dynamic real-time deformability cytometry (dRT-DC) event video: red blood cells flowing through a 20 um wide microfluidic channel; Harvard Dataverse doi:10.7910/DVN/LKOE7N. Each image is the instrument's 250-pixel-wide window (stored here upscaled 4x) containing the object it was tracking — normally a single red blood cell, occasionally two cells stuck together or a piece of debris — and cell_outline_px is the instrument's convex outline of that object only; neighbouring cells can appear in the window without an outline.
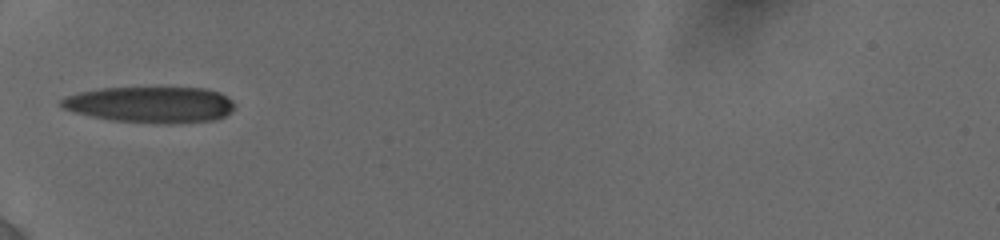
{"species": "human", "species_latin": "Homo sapiens", "temperature_condition": "cold", "stored_images_in_passage": 14, "camera_frame_rate_fps": 3000, "um_per_image_px": 0.085, "donor": {"sex": "female"}, "frame": {"image": 1, "passage_image": 1, "time_ms": 0.0, "image_size_px": [1000, 240], "cell_outline_px": [[236, 104], [232, 112], [216, 120], [172, 124], [156, 124], [112, 120], [72, 112], [60, 108], [60, 100], [64, 96], [80, 92], [100, 88], [204, 88], [220, 92], [228, 96]], "centroid_in_image_um": [12.81, 8.9], "position_along_channel_um": 72.2, "area_um2": 37.05}}
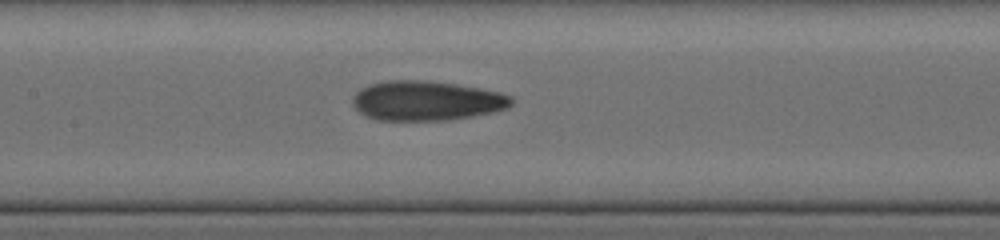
{"frame": {"image": 2, "passage_image": 8, "time_ms": 2.667, "image_size_px": [1000, 240], "cell_outline_px": [[512, 104], [504, 108], [492, 112], [472, 116], [448, 120], [380, 120], [368, 116], [360, 112], [352, 104], [352, 100], [356, 92], [360, 88], [368, 84], [388, 80], [424, 80], [456, 84], [480, 88], [500, 92], [512, 96]], "centroid_in_image_um": [36.23, 8.55], "position_along_channel_um": 171.2, "area_um2": 36.59}}
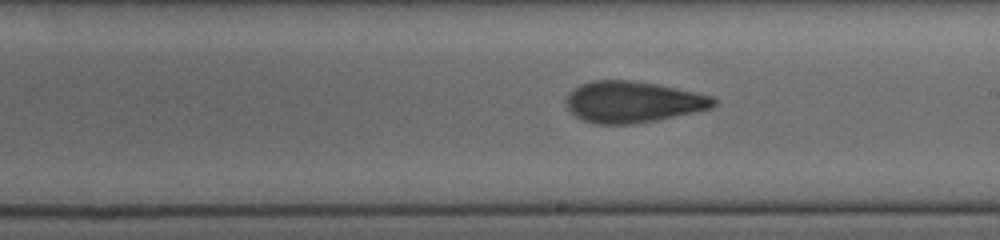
{"frame": {"image": 3, "passage_image": 12, "time_ms": 4.333, "image_size_px": [1000, 240], "cell_outline_px": [[716, 104], [712, 108], [656, 120], [628, 124], [596, 124], [584, 120], [576, 116], [568, 108], [568, 92], [580, 84], [592, 80], [636, 80], [660, 84], [696, 92], [712, 96], [716, 100]], "centroid_in_image_um": [53.81, 8.64], "position_along_channel_um": 235.2, "area_um2": 35.43}}